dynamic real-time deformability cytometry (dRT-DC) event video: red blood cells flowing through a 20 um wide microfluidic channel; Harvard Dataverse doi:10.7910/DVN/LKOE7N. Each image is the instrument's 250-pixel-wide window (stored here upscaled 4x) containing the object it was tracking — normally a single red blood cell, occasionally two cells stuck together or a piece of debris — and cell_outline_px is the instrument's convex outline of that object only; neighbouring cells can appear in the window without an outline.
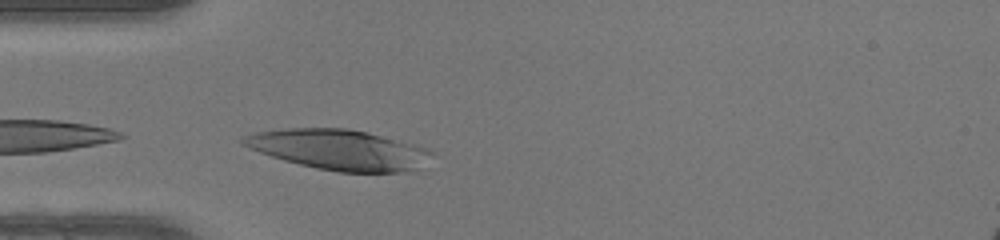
{"species": "human", "species_latin": "Homo sapiens", "temperature_condition": "warm", "stored_images_in_passage": 4, "camera_frame_rate_fps": 3000, "um_per_image_px": 0.085, "donor": {"sex": "female"}, "frame": {"image": 1, "passage_image": 1, "time_ms": 0.0, "image_size_px": [1000, 240], "cell_outline_px": [[436, 152], [416, 168], [408, 172], [340, 172], [316, 168], [284, 160], [260, 152], [240, 144], [240, 136], [256, 132], [288, 128], [348, 128], [368, 132], [428, 148]], "centroid_in_image_um": [28.79, 12.71], "position_along_channel_um": 56.2, "area_um2": 44.1}}